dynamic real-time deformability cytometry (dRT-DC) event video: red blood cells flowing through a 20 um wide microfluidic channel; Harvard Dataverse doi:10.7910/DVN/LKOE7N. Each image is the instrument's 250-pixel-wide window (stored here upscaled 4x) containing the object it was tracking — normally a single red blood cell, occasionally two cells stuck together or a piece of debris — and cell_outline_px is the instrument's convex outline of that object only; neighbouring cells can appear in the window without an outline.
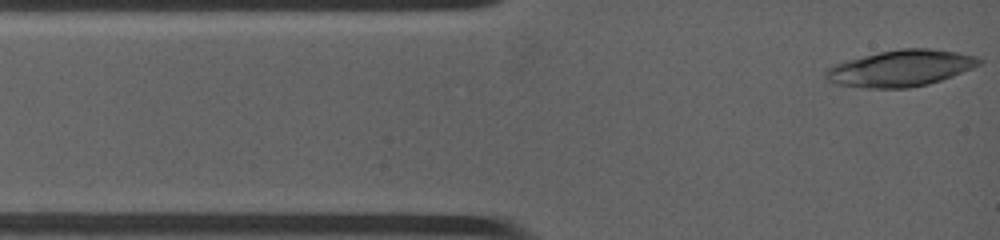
{"species": "common noctule bat (a hibernating species)", "species_latin": "Nyctalus noctula", "temperature_condition": "warm", "stored_images_in_passage": 2, "camera_frame_rate_fps": 4500, "um_per_image_px": 0.085, "animal": {"sex": "female", "body_mass_g": 19.0, "forearm_length_mm": 53.3}, "frame": {"image": 1, "passage_image": 1, "time_ms": 0.0, "image_size_px": [1000, 240], "cell_outline_px": [[980, 64], [972, 68], [952, 76], [928, 84], [908, 88], [868, 88], [840, 84], [828, 80], [824, 76], [828, 68], [836, 64], [848, 60], [880, 52], [904, 48], [928, 48], [952, 52], [972, 56], [980, 60]], "centroid_in_image_um": [76.54, 5.81], "position_along_channel_um": 8.5, "area_um2": 31.67}}